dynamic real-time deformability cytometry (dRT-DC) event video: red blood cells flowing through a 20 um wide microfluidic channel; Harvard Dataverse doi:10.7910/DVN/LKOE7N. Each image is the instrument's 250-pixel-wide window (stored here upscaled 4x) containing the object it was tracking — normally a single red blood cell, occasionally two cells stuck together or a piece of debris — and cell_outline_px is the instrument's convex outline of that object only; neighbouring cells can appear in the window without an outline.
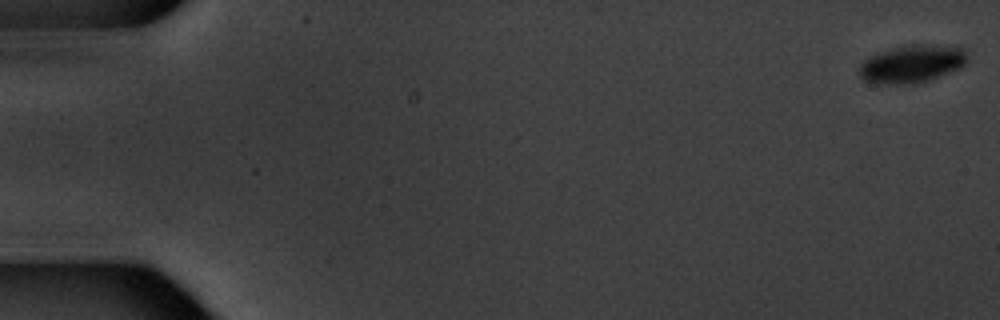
{"species": "common noctule bat (a hibernating species)", "species_latin": "Nyctalus noctula", "temperature_condition": "warm", "stored_images_in_passage": 6, "camera_frame_rate_fps": 3000, "um_per_image_px": 0.085, "animal": {"sex": "male", "body_mass_g": 20.1, "forearm_length_mm": 53.5}, "frame": {"image": 1, "passage_image": 1, "time_ms": 0.0, "image_size_px": [1000, 320], "cell_outline_px": [[968, 60], [960, 68], [928, 80], [916, 84], [880, 84], [864, 80], [860, 76], [860, 64], [864, 60], [880, 52], [896, 48], [960, 48], [964, 52]], "centroid_in_image_um": [77.44, 5.53], "position_along_channel_um": 7.6, "area_um2": 22.2}}
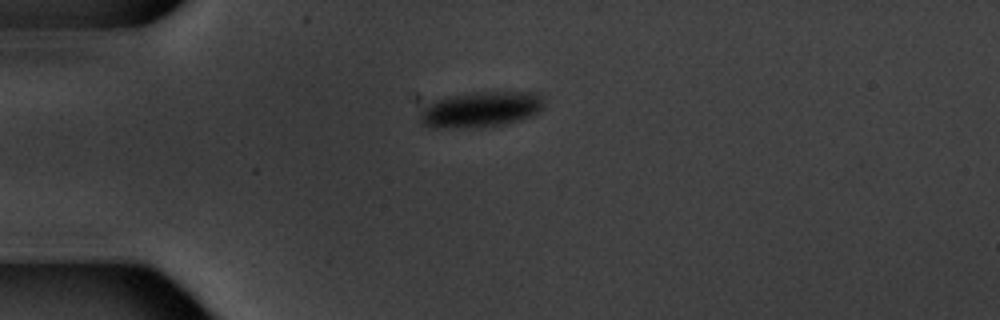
{"frame": {"image": 2, "passage_image": 5, "time_ms": 5.0, "image_size_px": [1000, 320], "cell_outline_px": [[544, 108], [532, 116], [520, 120], [504, 124], [480, 128], [436, 128], [420, 124], [420, 112], [432, 100], [444, 96], [476, 92], [540, 92], [544, 96]], "centroid_in_image_um": [40.88, 9.3], "position_along_channel_um": 44.1, "area_um2": 26.47}}